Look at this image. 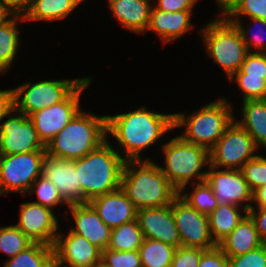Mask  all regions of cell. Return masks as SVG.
<instances>
[{"label": "cell", "mask_w": 266, "mask_h": 267, "mask_svg": "<svg viewBox=\"0 0 266 267\" xmlns=\"http://www.w3.org/2000/svg\"><path fill=\"white\" fill-rule=\"evenodd\" d=\"M170 130H174V113H158L145 106L107 115V135L116 139L119 148L115 150L125 160H142L141 152L150 148Z\"/></svg>", "instance_id": "obj_1"}, {"label": "cell", "mask_w": 266, "mask_h": 267, "mask_svg": "<svg viewBox=\"0 0 266 267\" xmlns=\"http://www.w3.org/2000/svg\"><path fill=\"white\" fill-rule=\"evenodd\" d=\"M152 158L125 160L121 189L137 210L170 205L179 191L162 173Z\"/></svg>", "instance_id": "obj_2"}, {"label": "cell", "mask_w": 266, "mask_h": 267, "mask_svg": "<svg viewBox=\"0 0 266 267\" xmlns=\"http://www.w3.org/2000/svg\"><path fill=\"white\" fill-rule=\"evenodd\" d=\"M107 115L81 109L45 146L46 154L60 159L78 160L107 141Z\"/></svg>", "instance_id": "obj_3"}, {"label": "cell", "mask_w": 266, "mask_h": 267, "mask_svg": "<svg viewBox=\"0 0 266 267\" xmlns=\"http://www.w3.org/2000/svg\"><path fill=\"white\" fill-rule=\"evenodd\" d=\"M109 139L107 136V141L99 148L76 160L78 181L87 202L121 188L125 159L115 150Z\"/></svg>", "instance_id": "obj_4"}, {"label": "cell", "mask_w": 266, "mask_h": 267, "mask_svg": "<svg viewBox=\"0 0 266 267\" xmlns=\"http://www.w3.org/2000/svg\"><path fill=\"white\" fill-rule=\"evenodd\" d=\"M233 108L229 100L219 97L190 115L174 113V129L184 126L179 135L184 141L210 150L236 118Z\"/></svg>", "instance_id": "obj_5"}, {"label": "cell", "mask_w": 266, "mask_h": 267, "mask_svg": "<svg viewBox=\"0 0 266 267\" xmlns=\"http://www.w3.org/2000/svg\"><path fill=\"white\" fill-rule=\"evenodd\" d=\"M164 166L162 173L178 191H186V186L196 180H206V165H210L209 150L196 144L184 141L179 135L162 145ZM193 179V180H192ZM195 179V181H194Z\"/></svg>", "instance_id": "obj_6"}, {"label": "cell", "mask_w": 266, "mask_h": 267, "mask_svg": "<svg viewBox=\"0 0 266 267\" xmlns=\"http://www.w3.org/2000/svg\"><path fill=\"white\" fill-rule=\"evenodd\" d=\"M200 32L206 53L229 79L240 69L248 53L238 29L226 17L218 16Z\"/></svg>", "instance_id": "obj_7"}, {"label": "cell", "mask_w": 266, "mask_h": 267, "mask_svg": "<svg viewBox=\"0 0 266 267\" xmlns=\"http://www.w3.org/2000/svg\"><path fill=\"white\" fill-rule=\"evenodd\" d=\"M83 78L25 82L13 88L14 108L27 117L36 111L65 100L84 80Z\"/></svg>", "instance_id": "obj_8"}, {"label": "cell", "mask_w": 266, "mask_h": 267, "mask_svg": "<svg viewBox=\"0 0 266 267\" xmlns=\"http://www.w3.org/2000/svg\"><path fill=\"white\" fill-rule=\"evenodd\" d=\"M45 150L0 155V196L8 193L27 195L32 183L41 176Z\"/></svg>", "instance_id": "obj_9"}, {"label": "cell", "mask_w": 266, "mask_h": 267, "mask_svg": "<svg viewBox=\"0 0 266 267\" xmlns=\"http://www.w3.org/2000/svg\"><path fill=\"white\" fill-rule=\"evenodd\" d=\"M258 150L248 132L233 121L209 150L210 165L220 169L240 170L247 161L259 155Z\"/></svg>", "instance_id": "obj_10"}, {"label": "cell", "mask_w": 266, "mask_h": 267, "mask_svg": "<svg viewBox=\"0 0 266 267\" xmlns=\"http://www.w3.org/2000/svg\"><path fill=\"white\" fill-rule=\"evenodd\" d=\"M91 83V76L86 77V79L65 100L52 105L51 107L36 111L28 116L34 125L40 140L45 146L54 136L62 131L81 110V94Z\"/></svg>", "instance_id": "obj_11"}, {"label": "cell", "mask_w": 266, "mask_h": 267, "mask_svg": "<svg viewBox=\"0 0 266 267\" xmlns=\"http://www.w3.org/2000/svg\"><path fill=\"white\" fill-rule=\"evenodd\" d=\"M0 122V155L45 150L32 121L13 108Z\"/></svg>", "instance_id": "obj_12"}, {"label": "cell", "mask_w": 266, "mask_h": 267, "mask_svg": "<svg viewBox=\"0 0 266 267\" xmlns=\"http://www.w3.org/2000/svg\"><path fill=\"white\" fill-rule=\"evenodd\" d=\"M172 213L181 247L208 250L217 246L210 233L208 215L197 211L179 195L172 202Z\"/></svg>", "instance_id": "obj_13"}, {"label": "cell", "mask_w": 266, "mask_h": 267, "mask_svg": "<svg viewBox=\"0 0 266 267\" xmlns=\"http://www.w3.org/2000/svg\"><path fill=\"white\" fill-rule=\"evenodd\" d=\"M206 182L214 191L219 204L244 207L247 211L253 202V192L245 181L241 170L220 169L209 165ZM244 204V206H243Z\"/></svg>", "instance_id": "obj_14"}, {"label": "cell", "mask_w": 266, "mask_h": 267, "mask_svg": "<svg viewBox=\"0 0 266 267\" xmlns=\"http://www.w3.org/2000/svg\"><path fill=\"white\" fill-rule=\"evenodd\" d=\"M19 222L15 224L30 240L54 246L59 232L55 212L34 202L20 205Z\"/></svg>", "instance_id": "obj_15"}, {"label": "cell", "mask_w": 266, "mask_h": 267, "mask_svg": "<svg viewBox=\"0 0 266 267\" xmlns=\"http://www.w3.org/2000/svg\"><path fill=\"white\" fill-rule=\"evenodd\" d=\"M54 259L65 267H97L101 263L102 251L84 236L71 230L59 231L54 244Z\"/></svg>", "instance_id": "obj_16"}, {"label": "cell", "mask_w": 266, "mask_h": 267, "mask_svg": "<svg viewBox=\"0 0 266 267\" xmlns=\"http://www.w3.org/2000/svg\"><path fill=\"white\" fill-rule=\"evenodd\" d=\"M41 176L51 181L62 200L69 205L88 203L83 197L82 186L78 181L76 160H66L45 155Z\"/></svg>", "instance_id": "obj_17"}, {"label": "cell", "mask_w": 266, "mask_h": 267, "mask_svg": "<svg viewBox=\"0 0 266 267\" xmlns=\"http://www.w3.org/2000/svg\"><path fill=\"white\" fill-rule=\"evenodd\" d=\"M136 219L144 238L162 241L175 248L181 247L172 204L137 210Z\"/></svg>", "instance_id": "obj_18"}, {"label": "cell", "mask_w": 266, "mask_h": 267, "mask_svg": "<svg viewBox=\"0 0 266 267\" xmlns=\"http://www.w3.org/2000/svg\"><path fill=\"white\" fill-rule=\"evenodd\" d=\"M68 208L74 220V226L69 229L77 235L84 236L101 251L107 249L112 229L103 222L94 207L88 202L69 205Z\"/></svg>", "instance_id": "obj_19"}, {"label": "cell", "mask_w": 266, "mask_h": 267, "mask_svg": "<svg viewBox=\"0 0 266 267\" xmlns=\"http://www.w3.org/2000/svg\"><path fill=\"white\" fill-rule=\"evenodd\" d=\"M89 203L111 229L129 223L135 220L137 216V209L121 188L98 196Z\"/></svg>", "instance_id": "obj_20"}, {"label": "cell", "mask_w": 266, "mask_h": 267, "mask_svg": "<svg viewBox=\"0 0 266 267\" xmlns=\"http://www.w3.org/2000/svg\"><path fill=\"white\" fill-rule=\"evenodd\" d=\"M153 1V0H152ZM151 0H107L113 17L122 25L135 34H143L149 24L150 14L153 7Z\"/></svg>", "instance_id": "obj_21"}, {"label": "cell", "mask_w": 266, "mask_h": 267, "mask_svg": "<svg viewBox=\"0 0 266 267\" xmlns=\"http://www.w3.org/2000/svg\"><path fill=\"white\" fill-rule=\"evenodd\" d=\"M193 11H161L152 7L147 32H155L163 44L175 41L193 30L191 16Z\"/></svg>", "instance_id": "obj_22"}, {"label": "cell", "mask_w": 266, "mask_h": 267, "mask_svg": "<svg viewBox=\"0 0 266 267\" xmlns=\"http://www.w3.org/2000/svg\"><path fill=\"white\" fill-rule=\"evenodd\" d=\"M263 244L253 219L247 213L237 227L218 246L227 257H235L257 249Z\"/></svg>", "instance_id": "obj_23"}, {"label": "cell", "mask_w": 266, "mask_h": 267, "mask_svg": "<svg viewBox=\"0 0 266 267\" xmlns=\"http://www.w3.org/2000/svg\"><path fill=\"white\" fill-rule=\"evenodd\" d=\"M241 120L234 121L252 137L255 145L266 150V99L242 101Z\"/></svg>", "instance_id": "obj_24"}, {"label": "cell", "mask_w": 266, "mask_h": 267, "mask_svg": "<svg viewBox=\"0 0 266 267\" xmlns=\"http://www.w3.org/2000/svg\"><path fill=\"white\" fill-rule=\"evenodd\" d=\"M81 3V0H31L28 11L23 15L24 22L65 20Z\"/></svg>", "instance_id": "obj_25"}, {"label": "cell", "mask_w": 266, "mask_h": 267, "mask_svg": "<svg viewBox=\"0 0 266 267\" xmlns=\"http://www.w3.org/2000/svg\"><path fill=\"white\" fill-rule=\"evenodd\" d=\"M247 212L244 207L219 204L208 215L210 233L217 245L237 227Z\"/></svg>", "instance_id": "obj_26"}, {"label": "cell", "mask_w": 266, "mask_h": 267, "mask_svg": "<svg viewBox=\"0 0 266 267\" xmlns=\"http://www.w3.org/2000/svg\"><path fill=\"white\" fill-rule=\"evenodd\" d=\"M25 21L21 15H11L0 25V74H5L14 64L21 38L18 25Z\"/></svg>", "instance_id": "obj_27"}, {"label": "cell", "mask_w": 266, "mask_h": 267, "mask_svg": "<svg viewBox=\"0 0 266 267\" xmlns=\"http://www.w3.org/2000/svg\"><path fill=\"white\" fill-rule=\"evenodd\" d=\"M53 260V246L33 242L15 257L4 261L3 267H48Z\"/></svg>", "instance_id": "obj_28"}, {"label": "cell", "mask_w": 266, "mask_h": 267, "mask_svg": "<svg viewBox=\"0 0 266 267\" xmlns=\"http://www.w3.org/2000/svg\"><path fill=\"white\" fill-rule=\"evenodd\" d=\"M143 240V233L139 228L138 220L135 219L112 229L107 249L114 251H136L139 250Z\"/></svg>", "instance_id": "obj_29"}, {"label": "cell", "mask_w": 266, "mask_h": 267, "mask_svg": "<svg viewBox=\"0 0 266 267\" xmlns=\"http://www.w3.org/2000/svg\"><path fill=\"white\" fill-rule=\"evenodd\" d=\"M176 248L162 241L144 238L139 248L142 267H171Z\"/></svg>", "instance_id": "obj_30"}, {"label": "cell", "mask_w": 266, "mask_h": 267, "mask_svg": "<svg viewBox=\"0 0 266 267\" xmlns=\"http://www.w3.org/2000/svg\"><path fill=\"white\" fill-rule=\"evenodd\" d=\"M192 191H179V196L200 213L209 215L218 205L214 191L206 181L191 183Z\"/></svg>", "instance_id": "obj_31"}, {"label": "cell", "mask_w": 266, "mask_h": 267, "mask_svg": "<svg viewBox=\"0 0 266 267\" xmlns=\"http://www.w3.org/2000/svg\"><path fill=\"white\" fill-rule=\"evenodd\" d=\"M251 24L246 29L241 20H229L238 29L248 52L266 53V21L258 18H250ZM254 25V26H253ZM257 28V32L254 27ZM254 28V29H253ZM265 31V32H264ZM256 49V51L254 50Z\"/></svg>", "instance_id": "obj_32"}, {"label": "cell", "mask_w": 266, "mask_h": 267, "mask_svg": "<svg viewBox=\"0 0 266 267\" xmlns=\"http://www.w3.org/2000/svg\"><path fill=\"white\" fill-rule=\"evenodd\" d=\"M33 243L16 225L0 226V252L15 257Z\"/></svg>", "instance_id": "obj_33"}, {"label": "cell", "mask_w": 266, "mask_h": 267, "mask_svg": "<svg viewBox=\"0 0 266 267\" xmlns=\"http://www.w3.org/2000/svg\"><path fill=\"white\" fill-rule=\"evenodd\" d=\"M228 80L237 83L242 101L266 99V76L234 73Z\"/></svg>", "instance_id": "obj_34"}, {"label": "cell", "mask_w": 266, "mask_h": 267, "mask_svg": "<svg viewBox=\"0 0 266 267\" xmlns=\"http://www.w3.org/2000/svg\"><path fill=\"white\" fill-rule=\"evenodd\" d=\"M28 194H35L37 201L34 203L48 207L53 210L57 206H68L61 198L56 186L43 176L38 177L30 186Z\"/></svg>", "instance_id": "obj_35"}, {"label": "cell", "mask_w": 266, "mask_h": 267, "mask_svg": "<svg viewBox=\"0 0 266 267\" xmlns=\"http://www.w3.org/2000/svg\"><path fill=\"white\" fill-rule=\"evenodd\" d=\"M240 170L252 192L266 185V157L262 154L247 161Z\"/></svg>", "instance_id": "obj_36"}, {"label": "cell", "mask_w": 266, "mask_h": 267, "mask_svg": "<svg viewBox=\"0 0 266 267\" xmlns=\"http://www.w3.org/2000/svg\"><path fill=\"white\" fill-rule=\"evenodd\" d=\"M243 16L266 21V0H240L226 18L228 20H241Z\"/></svg>", "instance_id": "obj_37"}, {"label": "cell", "mask_w": 266, "mask_h": 267, "mask_svg": "<svg viewBox=\"0 0 266 267\" xmlns=\"http://www.w3.org/2000/svg\"><path fill=\"white\" fill-rule=\"evenodd\" d=\"M101 260L112 267H142L139 251H102Z\"/></svg>", "instance_id": "obj_38"}, {"label": "cell", "mask_w": 266, "mask_h": 267, "mask_svg": "<svg viewBox=\"0 0 266 267\" xmlns=\"http://www.w3.org/2000/svg\"><path fill=\"white\" fill-rule=\"evenodd\" d=\"M228 267H266V243L235 257H228Z\"/></svg>", "instance_id": "obj_39"}, {"label": "cell", "mask_w": 266, "mask_h": 267, "mask_svg": "<svg viewBox=\"0 0 266 267\" xmlns=\"http://www.w3.org/2000/svg\"><path fill=\"white\" fill-rule=\"evenodd\" d=\"M203 251L202 248L178 247L174 252L171 267H198Z\"/></svg>", "instance_id": "obj_40"}, {"label": "cell", "mask_w": 266, "mask_h": 267, "mask_svg": "<svg viewBox=\"0 0 266 267\" xmlns=\"http://www.w3.org/2000/svg\"><path fill=\"white\" fill-rule=\"evenodd\" d=\"M236 73L266 76V53L248 52L244 62Z\"/></svg>", "instance_id": "obj_41"}, {"label": "cell", "mask_w": 266, "mask_h": 267, "mask_svg": "<svg viewBox=\"0 0 266 267\" xmlns=\"http://www.w3.org/2000/svg\"><path fill=\"white\" fill-rule=\"evenodd\" d=\"M198 267H228V257L222 249L216 247L202 252V257Z\"/></svg>", "instance_id": "obj_42"}, {"label": "cell", "mask_w": 266, "mask_h": 267, "mask_svg": "<svg viewBox=\"0 0 266 267\" xmlns=\"http://www.w3.org/2000/svg\"><path fill=\"white\" fill-rule=\"evenodd\" d=\"M199 0H157L153 7L161 11H193L195 5Z\"/></svg>", "instance_id": "obj_43"}, {"label": "cell", "mask_w": 266, "mask_h": 267, "mask_svg": "<svg viewBox=\"0 0 266 267\" xmlns=\"http://www.w3.org/2000/svg\"><path fill=\"white\" fill-rule=\"evenodd\" d=\"M247 213L253 219L260 239L266 243V207H251Z\"/></svg>", "instance_id": "obj_44"}, {"label": "cell", "mask_w": 266, "mask_h": 267, "mask_svg": "<svg viewBox=\"0 0 266 267\" xmlns=\"http://www.w3.org/2000/svg\"><path fill=\"white\" fill-rule=\"evenodd\" d=\"M31 0H0V6L10 15L23 16L29 9Z\"/></svg>", "instance_id": "obj_45"}, {"label": "cell", "mask_w": 266, "mask_h": 267, "mask_svg": "<svg viewBox=\"0 0 266 267\" xmlns=\"http://www.w3.org/2000/svg\"><path fill=\"white\" fill-rule=\"evenodd\" d=\"M14 108V90H0V122Z\"/></svg>", "instance_id": "obj_46"}, {"label": "cell", "mask_w": 266, "mask_h": 267, "mask_svg": "<svg viewBox=\"0 0 266 267\" xmlns=\"http://www.w3.org/2000/svg\"><path fill=\"white\" fill-rule=\"evenodd\" d=\"M240 0H216V5L220 8L219 17H226Z\"/></svg>", "instance_id": "obj_47"}, {"label": "cell", "mask_w": 266, "mask_h": 267, "mask_svg": "<svg viewBox=\"0 0 266 267\" xmlns=\"http://www.w3.org/2000/svg\"><path fill=\"white\" fill-rule=\"evenodd\" d=\"M253 203L251 207H266V185L257 188L253 192Z\"/></svg>", "instance_id": "obj_48"}, {"label": "cell", "mask_w": 266, "mask_h": 267, "mask_svg": "<svg viewBox=\"0 0 266 267\" xmlns=\"http://www.w3.org/2000/svg\"><path fill=\"white\" fill-rule=\"evenodd\" d=\"M11 15L0 6V25L6 21Z\"/></svg>", "instance_id": "obj_49"}, {"label": "cell", "mask_w": 266, "mask_h": 267, "mask_svg": "<svg viewBox=\"0 0 266 267\" xmlns=\"http://www.w3.org/2000/svg\"><path fill=\"white\" fill-rule=\"evenodd\" d=\"M48 267H65L60 265L55 259L52 261V263Z\"/></svg>", "instance_id": "obj_50"}, {"label": "cell", "mask_w": 266, "mask_h": 267, "mask_svg": "<svg viewBox=\"0 0 266 267\" xmlns=\"http://www.w3.org/2000/svg\"><path fill=\"white\" fill-rule=\"evenodd\" d=\"M97 267H112V266H108V265H106V264L101 260V263H100Z\"/></svg>", "instance_id": "obj_51"}]
</instances>
